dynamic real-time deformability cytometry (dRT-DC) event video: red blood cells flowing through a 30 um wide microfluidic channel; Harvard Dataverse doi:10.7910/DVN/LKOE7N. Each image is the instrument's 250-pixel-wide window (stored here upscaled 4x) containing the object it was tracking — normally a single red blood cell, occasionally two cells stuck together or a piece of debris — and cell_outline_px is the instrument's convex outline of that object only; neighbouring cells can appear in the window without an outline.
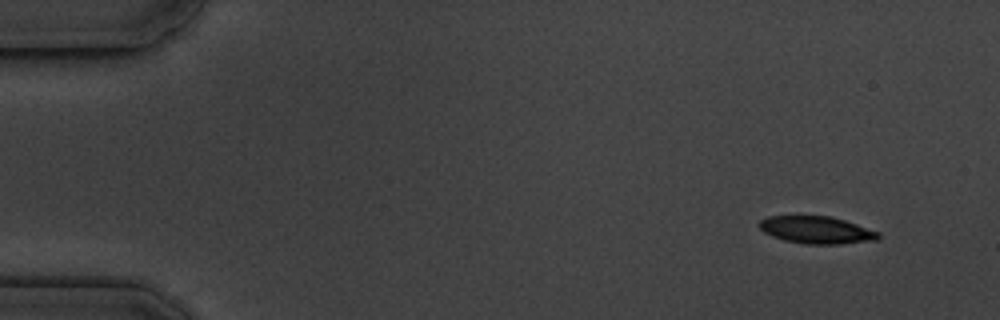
{"species": "common noctule bat (a hibernating species)", "species_latin": "Nyctalus noctula", "temperature_condition": "cold", "stored_images_in_passage": 5, "segment_of_instrument_passage": [1, 2], "camera_frame_rate_fps": 3000, "um_per_image_px": 0.085, "animal": {"sex": "male", "body_mass_g": 19.5, "forearm_length_mm": 54.6}, "frame": {"image": 1, "passage_image": 1, "time_ms": 0.0, "image_size_px": [1000, 320], "cell_outline_px": [[880, 240], [840, 244], [804, 244], [784, 240], [772, 236], [764, 232], [756, 224], [760, 220], [768, 216], [832, 216], [880, 232]], "centroid_in_image_um": [69.41, 19.55], "position_along_channel_um": 15.6, "area_um2": 19.13}}
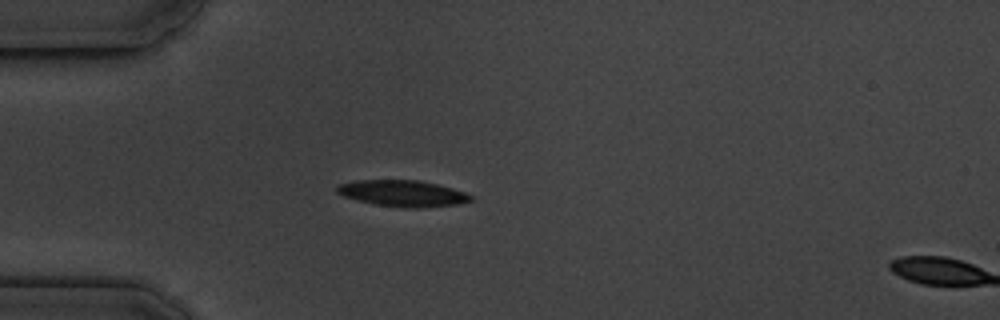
{"frame": {"image": 2, "passage_image": 4, "time_ms": 3.667, "image_size_px": [1000, 320], "cell_outline_px": [[472, 200], [456, 204], [420, 208], [408, 208], [376, 204], [344, 196], [336, 192], [336, 184], [356, 180], [416, 180], [436, 184], [452, 188], [464, 192], [472, 196]], "centroid_in_image_um": [34.2, 16.43], "position_along_channel_um": 50.8, "area_um2": 20.23}}